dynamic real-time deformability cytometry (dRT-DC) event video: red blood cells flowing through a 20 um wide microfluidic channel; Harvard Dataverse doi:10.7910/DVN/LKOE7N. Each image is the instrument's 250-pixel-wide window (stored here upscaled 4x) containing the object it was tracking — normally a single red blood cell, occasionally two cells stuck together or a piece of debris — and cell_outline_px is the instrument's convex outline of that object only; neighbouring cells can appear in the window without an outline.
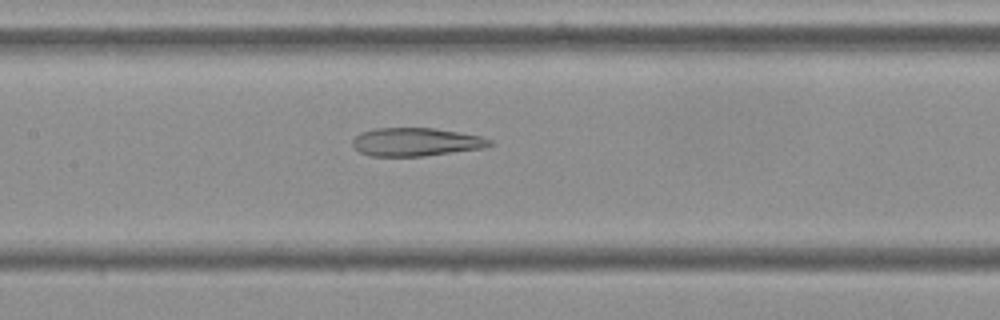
{"species": "Egyptian fruit bat (a non-hibernating species)", "species_latin": "Rousettus aegyptiacus", "temperature_condition": "cold", "stored_images_in_passage": 54, "camera_frame_rate_fps": 3000, "um_per_image_px": 0.085, "frame": {"image": 1, "passage_image": 25, "time_ms": 8.0, "image_size_px": [1000, 320], "cell_outline_px": [[492, 144], [484, 148], [424, 156], [372, 156], [360, 152], [352, 144], [352, 140], [356, 136], [364, 132], [376, 128], [432, 128], [480, 136], [492, 140]], "centroid_in_image_um": [35.36, 12.07], "position_along_channel_um": 172.0, "area_um2": 22.31}}
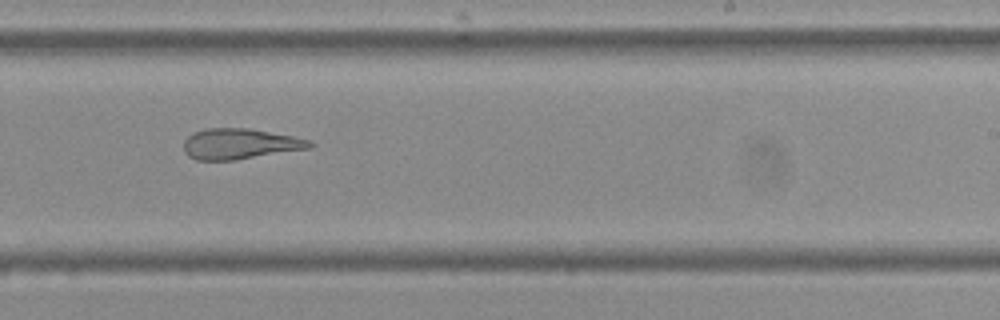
{"frame": {"image": 2, "passage_image": 33, "time_ms": 10.667, "image_size_px": [1000, 320], "cell_outline_px": [[316, 144], [312, 148], [236, 160], [196, 160], [188, 156], [184, 152], [184, 140], [192, 132], [208, 128], [248, 128], [292, 136], [312, 140]], "centroid_in_image_um": [20.41, 12.23], "position_along_channel_um": 268.6, "area_um2": 22.72}}
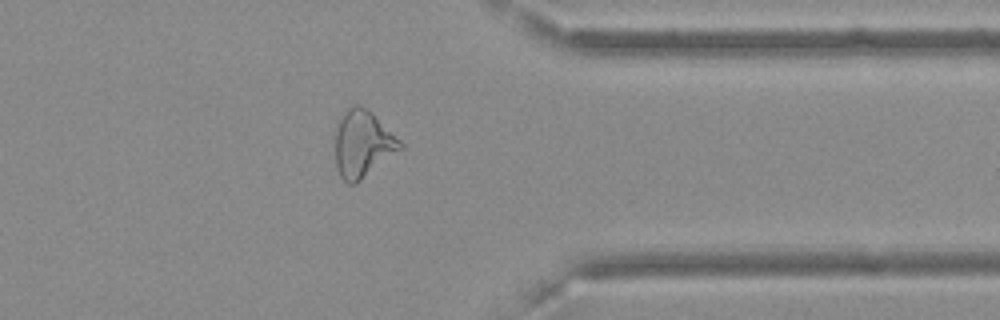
{"frame": {"image": 3, "passage_image": 43, "time_ms": 14.0, "image_size_px": [1000, 320], "cell_outline_px": [[404, 148], [356, 184], [348, 184], [340, 176], [336, 164], [332, 132], [344, 112], [348, 108], [356, 104], [360, 104], [372, 112], [404, 144]], "centroid_in_image_um": [30.8, 12.23], "position_along_channel_um": 380.6, "area_um2": 25.95}, "authors_computed_cell_mechanics": {"area_um2": 27.0504, "velocity_mm_per_s": 3.635, "shape_relaxation_time_tau1_ms": null, "shape_relaxation_time_tau2_ms": 5.1644, "deformation_change_tau1": null, "deformation_change_tau2": 0.175}}